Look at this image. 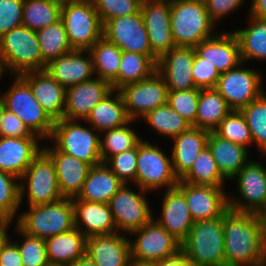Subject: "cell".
<instances>
[{
  "label": "cell",
  "instance_id": "obj_9",
  "mask_svg": "<svg viewBox=\"0 0 266 266\" xmlns=\"http://www.w3.org/2000/svg\"><path fill=\"white\" fill-rule=\"evenodd\" d=\"M161 148L146 140L137 144L136 185L146 191L166 187L173 189L178 185L179 178L175 175L172 158L166 156Z\"/></svg>",
  "mask_w": 266,
  "mask_h": 266
},
{
  "label": "cell",
  "instance_id": "obj_3",
  "mask_svg": "<svg viewBox=\"0 0 266 266\" xmlns=\"http://www.w3.org/2000/svg\"><path fill=\"white\" fill-rule=\"evenodd\" d=\"M18 215L16 225L23 232L44 240L75 228L72 198L29 206L28 211Z\"/></svg>",
  "mask_w": 266,
  "mask_h": 266
},
{
  "label": "cell",
  "instance_id": "obj_59",
  "mask_svg": "<svg viewBox=\"0 0 266 266\" xmlns=\"http://www.w3.org/2000/svg\"><path fill=\"white\" fill-rule=\"evenodd\" d=\"M47 1L50 3L56 4L60 7H63V6L69 5L71 3H76V2H79L82 0H47Z\"/></svg>",
  "mask_w": 266,
  "mask_h": 266
},
{
  "label": "cell",
  "instance_id": "obj_20",
  "mask_svg": "<svg viewBox=\"0 0 266 266\" xmlns=\"http://www.w3.org/2000/svg\"><path fill=\"white\" fill-rule=\"evenodd\" d=\"M194 47L175 46L157 62V72L164 78L168 91L194 89L192 65Z\"/></svg>",
  "mask_w": 266,
  "mask_h": 266
},
{
  "label": "cell",
  "instance_id": "obj_52",
  "mask_svg": "<svg viewBox=\"0 0 266 266\" xmlns=\"http://www.w3.org/2000/svg\"><path fill=\"white\" fill-rule=\"evenodd\" d=\"M1 137H38L30 132L26 125L14 113L5 109L0 125Z\"/></svg>",
  "mask_w": 266,
  "mask_h": 266
},
{
  "label": "cell",
  "instance_id": "obj_43",
  "mask_svg": "<svg viewBox=\"0 0 266 266\" xmlns=\"http://www.w3.org/2000/svg\"><path fill=\"white\" fill-rule=\"evenodd\" d=\"M239 111L250 129L253 143L266 156V92Z\"/></svg>",
  "mask_w": 266,
  "mask_h": 266
},
{
  "label": "cell",
  "instance_id": "obj_55",
  "mask_svg": "<svg viewBox=\"0 0 266 266\" xmlns=\"http://www.w3.org/2000/svg\"><path fill=\"white\" fill-rule=\"evenodd\" d=\"M155 266H196L192 263L185 255V253L180 250L173 256L164 258L160 261H157Z\"/></svg>",
  "mask_w": 266,
  "mask_h": 266
},
{
  "label": "cell",
  "instance_id": "obj_58",
  "mask_svg": "<svg viewBox=\"0 0 266 266\" xmlns=\"http://www.w3.org/2000/svg\"><path fill=\"white\" fill-rule=\"evenodd\" d=\"M70 266H97V264L86 254Z\"/></svg>",
  "mask_w": 266,
  "mask_h": 266
},
{
  "label": "cell",
  "instance_id": "obj_12",
  "mask_svg": "<svg viewBox=\"0 0 266 266\" xmlns=\"http://www.w3.org/2000/svg\"><path fill=\"white\" fill-rule=\"evenodd\" d=\"M244 64L242 62L236 68L220 74L215 87L232 110H240L265 92L262 73L243 68Z\"/></svg>",
  "mask_w": 266,
  "mask_h": 266
},
{
  "label": "cell",
  "instance_id": "obj_63",
  "mask_svg": "<svg viewBox=\"0 0 266 266\" xmlns=\"http://www.w3.org/2000/svg\"><path fill=\"white\" fill-rule=\"evenodd\" d=\"M130 266H155L154 264H138V263H131Z\"/></svg>",
  "mask_w": 266,
  "mask_h": 266
},
{
  "label": "cell",
  "instance_id": "obj_2",
  "mask_svg": "<svg viewBox=\"0 0 266 266\" xmlns=\"http://www.w3.org/2000/svg\"><path fill=\"white\" fill-rule=\"evenodd\" d=\"M170 21L175 46L195 47L216 34L204 0H171Z\"/></svg>",
  "mask_w": 266,
  "mask_h": 266
},
{
  "label": "cell",
  "instance_id": "obj_26",
  "mask_svg": "<svg viewBox=\"0 0 266 266\" xmlns=\"http://www.w3.org/2000/svg\"><path fill=\"white\" fill-rule=\"evenodd\" d=\"M126 234L93 235L87 238L86 254L97 266H130V239Z\"/></svg>",
  "mask_w": 266,
  "mask_h": 266
},
{
  "label": "cell",
  "instance_id": "obj_14",
  "mask_svg": "<svg viewBox=\"0 0 266 266\" xmlns=\"http://www.w3.org/2000/svg\"><path fill=\"white\" fill-rule=\"evenodd\" d=\"M124 184L110 199L109 207L117 232L130 234L147 224L154 216L145 197L148 192L139 188V192ZM144 193V194H143Z\"/></svg>",
  "mask_w": 266,
  "mask_h": 266
},
{
  "label": "cell",
  "instance_id": "obj_30",
  "mask_svg": "<svg viewBox=\"0 0 266 266\" xmlns=\"http://www.w3.org/2000/svg\"><path fill=\"white\" fill-rule=\"evenodd\" d=\"M105 163L89 169L83 188L78 194L79 200L97 203H109L112 196L124 185Z\"/></svg>",
  "mask_w": 266,
  "mask_h": 266
},
{
  "label": "cell",
  "instance_id": "obj_50",
  "mask_svg": "<svg viewBox=\"0 0 266 266\" xmlns=\"http://www.w3.org/2000/svg\"><path fill=\"white\" fill-rule=\"evenodd\" d=\"M24 0H4L0 3V38L22 25Z\"/></svg>",
  "mask_w": 266,
  "mask_h": 266
},
{
  "label": "cell",
  "instance_id": "obj_32",
  "mask_svg": "<svg viewBox=\"0 0 266 266\" xmlns=\"http://www.w3.org/2000/svg\"><path fill=\"white\" fill-rule=\"evenodd\" d=\"M45 244L50 264L70 266L86 255L87 237L74 228L47 238Z\"/></svg>",
  "mask_w": 266,
  "mask_h": 266
},
{
  "label": "cell",
  "instance_id": "obj_41",
  "mask_svg": "<svg viewBox=\"0 0 266 266\" xmlns=\"http://www.w3.org/2000/svg\"><path fill=\"white\" fill-rule=\"evenodd\" d=\"M61 19V7L47 0H24L22 25L38 30Z\"/></svg>",
  "mask_w": 266,
  "mask_h": 266
},
{
  "label": "cell",
  "instance_id": "obj_57",
  "mask_svg": "<svg viewBox=\"0 0 266 266\" xmlns=\"http://www.w3.org/2000/svg\"><path fill=\"white\" fill-rule=\"evenodd\" d=\"M13 221L7 220V219H2L0 218V252L2 247L4 246V244L8 241V239L10 238L8 236V228L9 225L12 223Z\"/></svg>",
  "mask_w": 266,
  "mask_h": 266
},
{
  "label": "cell",
  "instance_id": "obj_36",
  "mask_svg": "<svg viewBox=\"0 0 266 266\" xmlns=\"http://www.w3.org/2000/svg\"><path fill=\"white\" fill-rule=\"evenodd\" d=\"M248 16V27L234 31L241 60L244 63L249 59L266 60V19Z\"/></svg>",
  "mask_w": 266,
  "mask_h": 266
},
{
  "label": "cell",
  "instance_id": "obj_7",
  "mask_svg": "<svg viewBox=\"0 0 266 266\" xmlns=\"http://www.w3.org/2000/svg\"><path fill=\"white\" fill-rule=\"evenodd\" d=\"M85 127L78 121L56 120L50 139L54 147L68 155L89 164L91 167L102 163L100 136L91 125Z\"/></svg>",
  "mask_w": 266,
  "mask_h": 266
},
{
  "label": "cell",
  "instance_id": "obj_27",
  "mask_svg": "<svg viewBox=\"0 0 266 266\" xmlns=\"http://www.w3.org/2000/svg\"><path fill=\"white\" fill-rule=\"evenodd\" d=\"M75 228L87 238L93 235L117 233L108 203L87 202L72 198Z\"/></svg>",
  "mask_w": 266,
  "mask_h": 266
},
{
  "label": "cell",
  "instance_id": "obj_24",
  "mask_svg": "<svg viewBox=\"0 0 266 266\" xmlns=\"http://www.w3.org/2000/svg\"><path fill=\"white\" fill-rule=\"evenodd\" d=\"M20 76L29 84L33 95L54 120L63 119L66 88L60 85L45 69L28 71Z\"/></svg>",
  "mask_w": 266,
  "mask_h": 266
},
{
  "label": "cell",
  "instance_id": "obj_39",
  "mask_svg": "<svg viewBox=\"0 0 266 266\" xmlns=\"http://www.w3.org/2000/svg\"><path fill=\"white\" fill-rule=\"evenodd\" d=\"M180 180L194 185L211 187H223L226 181L208 146L199 153L193 166Z\"/></svg>",
  "mask_w": 266,
  "mask_h": 266
},
{
  "label": "cell",
  "instance_id": "obj_31",
  "mask_svg": "<svg viewBox=\"0 0 266 266\" xmlns=\"http://www.w3.org/2000/svg\"><path fill=\"white\" fill-rule=\"evenodd\" d=\"M207 146L226 180L235 179L241 168L249 161L247 148L209 132Z\"/></svg>",
  "mask_w": 266,
  "mask_h": 266
},
{
  "label": "cell",
  "instance_id": "obj_49",
  "mask_svg": "<svg viewBox=\"0 0 266 266\" xmlns=\"http://www.w3.org/2000/svg\"><path fill=\"white\" fill-rule=\"evenodd\" d=\"M105 164L125 184H136L137 145L127 151L111 156ZM129 182V183H128Z\"/></svg>",
  "mask_w": 266,
  "mask_h": 266
},
{
  "label": "cell",
  "instance_id": "obj_22",
  "mask_svg": "<svg viewBox=\"0 0 266 266\" xmlns=\"http://www.w3.org/2000/svg\"><path fill=\"white\" fill-rule=\"evenodd\" d=\"M44 147L42 151L54 164L62 196L64 198L77 197L91 166L76 157L58 151L55 147Z\"/></svg>",
  "mask_w": 266,
  "mask_h": 266
},
{
  "label": "cell",
  "instance_id": "obj_56",
  "mask_svg": "<svg viewBox=\"0 0 266 266\" xmlns=\"http://www.w3.org/2000/svg\"><path fill=\"white\" fill-rule=\"evenodd\" d=\"M248 15L266 19V0H252Z\"/></svg>",
  "mask_w": 266,
  "mask_h": 266
},
{
  "label": "cell",
  "instance_id": "obj_19",
  "mask_svg": "<svg viewBox=\"0 0 266 266\" xmlns=\"http://www.w3.org/2000/svg\"><path fill=\"white\" fill-rule=\"evenodd\" d=\"M112 90L108 81L98 77L67 87L63 119L86 121L92 109Z\"/></svg>",
  "mask_w": 266,
  "mask_h": 266
},
{
  "label": "cell",
  "instance_id": "obj_25",
  "mask_svg": "<svg viewBox=\"0 0 266 266\" xmlns=\"http://www.w3.org/2000/svg\"><path fill=\"white\" fill-rule=\"evenodd\" d=\"M37 139L40 138L0 136V171L20 179L27 167L42 151Z\"/></svg>",
  "mask_w": 266,
  "mask_h": 266
},
{
  "label": "cell",
  "instance_id": "obj_40",
  "mask_svg": "<svg viewBox=\"0 0 266 266\" xmlns=\"http://www.w3.org/2000/svg\"><path fill=\"white\" fill-rule=\"evenodd\" d=\"M160 135L175 138L192 125L174 111L169 104L157 107L142 118Z\"/></svg>",
  "mask_w": 266,
  "mask_h": 266
},
{
  "label": "cell",
  "instance_id": "obj_47",
  "mask_svg": "<svg viewBox=\"0 0 266 266\" xmlns=\"http://www.w3.org/2000/svg\"><path fill=\"white\" fill-rule=\"evenodd\" d=\"M200 89L168 91L167 103L191 125L196 121Z\"/></svg>",
  "mask_w": 266,
  "mask_h": 266
},
{
  "label": "cell",
  "instance_id": "obj_53",
  "mask_svg": "<svg viewBox=\"0 0 266 266\" xmlns=\"http://www.w3.org/2000/svg\"><path fill=\"white\" fill-rule=\"evenodd\" d=\"M207 12L211 20L217 23V20L229 15L230 13L242 6L244 0H204Z\"/></svg>",
  "mask_w": 266,
  "mask_h": 266
},
{
  "label": "cell",
  "instance_id": "obj_61",
  "mask_svg": "<svg viewBox=\"0 0 266 266\" xmlns=\"http://www.w3.org/2000/svg\"><path fill=\"white\" fill-rule=\"evenodd\" d=\"M5 103H4V100L2 98V96L0 95V125H1V122H2V117H3V114L5 112Z\"/></svg>",
  "mask_w": 266,
  "mask_h": 266
},
{
  "label": "cell",
  "instance_id": "obj_18",
  "mask_svg": "<svg viewBox=\"0 0 266 266\" xmlns=\"http://www.w3.org/2000/svg\"><path fill=\"white\" fill-rule=\"evenodd\" d=\"M152 53L159 59L175 43L171 32V0H142L140 8Z\"/></svg>",
  "mask_w": 266,
  "mask_h": 266
},
{
  "label": "cell",
  "instance_id": "obj_16",
  "mask_svg": "<svg viewBox=\"0 0 266 266\" xmlns=\"http://www.w3.org/2000/svg\"><path fill=\"white\" fill-rule=\"evenodd\" d=\"M103 37L114 43L121 51L155 56L140 10L134 14L108 20L103 25Z\"/></svg>",
  "mask_w": 266,
  "mask_h": 266
},
{
  "label": "cell",
  "instance_id": "obj_23",
  "mask_svg": "<svg viewBox=\"0 0 266 266\" xmlns=\"http://www.w3.org/2000/svg\"><path fill=\"white\" fill-rule=\"evenodd\" d=\"M45 70L65 88L93 79L95 75L89 50H72L49 62Z\"/></svg>",
  "mask_w": 266,
  "mask_h": 266
},
{
  "label": "cell",
  "instance_id": "obj_37",
  "mask_svg": "<svg viewBox=\"0 0 266 266\" xmlns=\"http://www.w3.org/2000/svg\"><path fill=\"white\" fill-rule=\"evenodd\" d=\"M157 62L156 56L122 51L118 70V90L124 85L151 77L157 71Z\"/></svg>",
  "mask_w": 266,
  "mask_h": 266
},
{
  "label": "cell",
  "instance_id": "obj_8",
  "mask_svg": "<svg viewBox=\"0 0 266 266\" xmlns=\"http://www.w3.org/2000/svg\"><path fill=\"white\" fill-rule=\"evenodd\" d=\"M73 50H89L103 37V23L92 0L61 7V19Z\"/></svg>",
  "mask_w": 266,
  "mask_h": 266
},
{
  "label": "cell",
  "instance_id": "obj_35",
  "mask_svg": "<svg viewBox=\"0 0 266 266\" xmlns=\"http://www.w3.org/2000/svg\"><path fill=\"white\" fill-rule=\"evenodd\" d=\"M89 51L93 59L94 73L98 78L108 81L112 89L118 90V70L122 57L121 49L105 37H102Z\"/></svg>",
  "mask_w": 266,
  "mask_h": 266
},
{
  "label": "cell",
  "instance_id": "obj_48",
  "mask_svg": "<svg viewBox=\"0 0 266 266\" xmlns=\"http://www.w3.org/2000/svg\"><path fill=\"white\" fill-rule=\"evenodd\" d=\"M103 25L110 19L138 12L142 0H92Z\"/></svg>",
  "mask_w": 266,
  "mask_h": 266
},
{
  "label": "cell",
  "instance_id": "obj_64",
  "mask_svg": "<svg viewBox=\"0 0 266 266\" xmlns=\"http://www.w3.org/2000/svg\"><path fill=\"white\" fill-rule=\"evenodd\" d=\"M48 266H66V265H59V264H50Z\"/></svg>",
  "mask_w": 266,
  "mask_h": 266
},
{
  "label": "cell",
  "instance_id": "obj_17",
  "mask_svg": "<svg viewBox=\"0 0 266 266\" xmlns=\"http://www.w3.org/2000/svg\"><path fill=\"white\" fill-rule=\"evenodd\" d=\"M176 188L184 195L194 222L223 216L229 210L223 187L194 185L179 179Z\"/></svg>",
  "mask_w": 266,
  "mask_h": 266
},
{
  "label": "cell",
  "instance_id": "obj_38",
  "mask_svg": "<svg viewBox=\"0 0 266 266\" xmlns=\"http://www.w3.org/2000/svg\"><path fill=\"white\" fill-rule=\"evenodd\" d=\"M35 32L43 57V70L49 62L73 50L61 20Z\"/></svg>",
  "mask_w": 266,
  "mask_h": 266
},
{
  "label": "cell",
  "instance_id": "obj_1",
  "mask_svg": "<svg viewBox=\"0 0 266 266\" xmlns=\"http://www.w3.org/2000/svg\"><path fill=\"white\" fill-rule=\"evenodd\" d=\"M225 266H266L259 214L229 209L223 215Z\"/></svg>",
  "mask_w": 266,
  "mask_h": 266
},
{
  "label": "cell",
  "instance_id": "obj_44",
  "mask_svg": "<svg viewBox=\"0 0 266 266\" xmlns=\"http://www.w3.org/2000/svg\"><path fill=\"white\" fill-rule=\"evenodd\" d=\"M223 139L244 146L253 145L250 129L239 110H232L214 131Z\"/></svg>",
  "mask_w": 266,
  "mask_h": 266
},
{
  "label": "cell",
  "instance_id": "obj_5",
  "mask_svg": "<svg viewBox=\"0 0 266 266\" xmlns=\"http://www.w3.org/2000/svg\"><path fill=\"white\" fill-rule=\"evenodd\" d=\"M0 56L6 72L9 71L13 76L43 70L37 34L23 25L13 28L0 38Z\"/></svg>",
  "mask_w": 266,
  "mask_h": 266
},
{
  "label": "cell",
  "instance_id": "obj_6",
  "mask_svg": "<svg viewBox=\"0 0 266 266\" xmlns=\"http://www.w3.org/2000/svg\"><path fill=\"white\" fill-rule=\"evenodd\" d=\"M14 78L12 86L1 95L5 108L20 118L32 134L50 138L55 121L36 100L29 84L20 75Z\"/></svg>",
  "mask_w": 266,
  "mask_h": 266
},
{
  "label": "cell",
  "instance_id": "obj_42",
  "mask_svg": "<svg viewBox=\"0 0 266 266\" xmlns=\"http://www.w3.org/2000/svg\"><path fill=\"white\" fill-rule=\"evenodd\" d=\"M133 122L134 120H130L124 126L101 132L102 134L105 133L101 135V137L104 136V139L100 138V155L103 163L111 156L134 148L142 140L129 127V124Z\"/></svg>",
  "mask_w": 266,
  "mask_h": 266
},
{
  "label": "cell",
  "instance_id": "obj_45",
  "mask_svg": "<svg viewBox=\"0 0 266 266\" xmlns=\"http://www.w3.org/2000/svg\"><path fill=\"white\" fill-rule=\"evenodd\" d=\"M20 179L10 173L0 171V218L14 220L20 203Z\"/></svg>",
  "mask_w": 266,
  "mask_h": 266
},
{
  "label": "cell",
  "instance_id": "obj_10",
  "mask_svg": "<svg viewBox=\"0 0 266 266\" xmlns=\"http://www.w3.org/2000/svg\"><path fill=\"white\" fill-rule=\"evenodd\" d=\"M20 182V203L26 190L29 206L50 204L64 198L59 190L54 164L43 151L27 167Z\"/></svg>",
  "mask_w": 266,
  "mask_h": 266
},
{
  "label": "cell",
  "instance_id": "obj_51",
  "mask_svg": "<svg viewBox=\"0 0 266 266\" xmlns=\"http://www.w3.org/2000/svg\"><path fill=\"white\" fill-rule=\"evenodd\" d=\"M191 73L195 87L199 89L215 88L220 77V73L215 66L199 57L196 53Z\"/></svg>",
  "mask_w": 266,
  "mask_h": 266
},
{
  "label": "cell",
  "instance_id": "obj_62",
  "mask_svg": "<svg viewBox=\"0 0 266 266\" xmlns=\"http://www.w3.org/2000/svg\"><path fill=\"white\" fill-rule=\"evenodd\" d=\"M5 68H4V65H3V61H2V58L0 56V78L2 77L3 73L5 72Z\"/></svg>",
  "mask_w": 266,
  "mask_h": 266
},
{
  "label": "cell",
  "instance_id": "obj_11",
  "mask_svg": "<svg viewBox=\"0 0 266 266\" xmlns=\"http://www.w3.org/2000/svg\"><path fill=\"white\" fill-rule=\"evenodd\" d=\"M131 261L138 264H155L181 250V243L169 234L153 217L140 229L130 233Z\"/></svg>",
  "mask_w": 266,
  "mask_h": 266
},
{
  "label": "cell",
  "instance_id": "obj_54",
  "mask_svg": "<svg viewBox=\"0 0 266 266\" xmlns=\"http://www.w3.org/2000/svg\"><path fill=\"white\" fill-rule=\"evenodd\" d=\"M0 266H23L18 246L10 238L1 249Z\"/></svg>",
  "mask_w": 266,
  "mask_h": 266
},
{
  "label": "cell",
  "instance_id": "obj_13",
  "mask_svg": "<svg viewBox=\"0 0 266 266\" xmlns=\"http://www.w3.org/2000/svg\"><path fill=\"white\" fill-rule=\"evenodd\" d=\"M130 120L141 119L149 112L167 104L168 88L156 71L151 77L119 89Z\"/></svg>",
  "mask_w": 266,
  "mask_h": 266
},
{
  "label": "cell",
  "instance_id": "obj_60",
  "mask_svg": "<svg viewBox=\"0 0 266 266\" xmlns=\"http://www.w3.org/2000/svg\"><path fill=\"white\" fill-rule=\"evenodd\" d=\"M260 219L262 222V228H263V237H264V242H265V246H266V209L263 210L260 214Z\"/></svg>",
  "mask_w": 266,
  "mask_h": 266
},
{
  "label": "cell",
  "instance_id": "obj_28",
  "mask_svg": "<svg viewBox=\"0 0 266 266\" xmlns=\"http://www.w3.org/2000/svg\"><path fill=\"white\" fill-rule=\"evenodd\" d=\"M161 211V218L156 221L182 244L194 221L184 195L176 187L166 190Z\"/></svg>",
  "mask_w": 266,
  "mask_h": 266
},
{
  "label": "cell",
  "instance_id": "obj_33",
  "mask_svg": "<svg viewBox=\"0 0 266 266\" xmlns=\"http://www.w3.org/2000/svg\"><path fill=\"white\" fill-rule=\"evenodd\" d=\"M129 121L122 95L119 90L113 89L92 109L85 123H89L88 125L101 134V132L124 126Z\"/></svg>",
  "mask_w": 266,
  "mask_h": 266
},
{
  "label": "cell",
  "instance_id": "obj_29",
  "mask_svg": "<svg viewBox=\"0 0 266 266\" xmlns=\"http://www.w3.org/2000/svg\"><path fill=\"white\" fill-rule=\"evenodd\" d=\"M209 132L196 127L177 135L171 148L172 166L175 175L181 179L193 166L194 160L207 146Z\"/></svg>",
  "mask_w": 266,
  "mask_h": 266
},
{
  "label": "cell",
  "instance_id": "obj_46",
  "mask_svg": "<svg viewBox=\"0 0 266 266\" xmlns=\"http://www.w3.org/2000/svg\"><path fill=\"white\" fill-rule=\"evenodd\" d=\"M15 229L20 236L22 235L21 237H24L22 243L15 242L20 251L23 266H48L45 240L26 234L17 225Z\"/></svg>",
  "mask_w": 266,
  "mask_h": 266
},
{
  "label": "cell",
  "instance_id": "obj_4",
  "mask_svg": "<svg viewBox=\"0 0 266 266\" xmlns=\"http://www.w3.org/2000/svg\"><path fill=\"white\" fill-rule=\"evenodd\" d=\"M181 250L196 266H225L223 216L194 222Z\"/></svg>",
  "mask_w": 266,
  "mask_h": 266
},
{
  "label": "cell",
  "instance_id": "obj_21",
  "mask_svg": "<svg viewBox=\"0 0 266 266\" xmlns=\"http://www.w3.org/2000/svg\"><path fill=\"white\" fill-rule=\"evenodd\" d=\"M195 53L222 74L242 63L240 46L233 31L216 33L194 47Z\"/></svg>",
  "mask_w": 266,
  "mask_h": 266
},
{
  "label": "cell",
  "instance_id": "obj_15",
  "mask_svg": "<svg viewBox=\"0 0 266 266\" xmlns=\"http://www.w3.org/2000/svg\"><path fill=\"white\" fill-rule=\"evenodd\" d=\"M240 199L228 198L229 209L260 214L266 209V169L260 161H248L235 176Z\"/></svg>",
  "mask_w": 266,
  "mask_h": 266
},
{
  "label": "cell",
  "instance_id": "obj_34",
  "mask_svg": "<svg viewBox=\"0 0 266 266\" xmlns=\"http://www.w3.org/2000/svg\"><path fill=\"white\" fill-rule=\"evenodd\" d=\"M231 111L226 100L215 88L200 89L197 117L192 127L214 132Z\"/></svg>",
  "mask_w": 266,
  "mask_h": 266
}]
</instances>
